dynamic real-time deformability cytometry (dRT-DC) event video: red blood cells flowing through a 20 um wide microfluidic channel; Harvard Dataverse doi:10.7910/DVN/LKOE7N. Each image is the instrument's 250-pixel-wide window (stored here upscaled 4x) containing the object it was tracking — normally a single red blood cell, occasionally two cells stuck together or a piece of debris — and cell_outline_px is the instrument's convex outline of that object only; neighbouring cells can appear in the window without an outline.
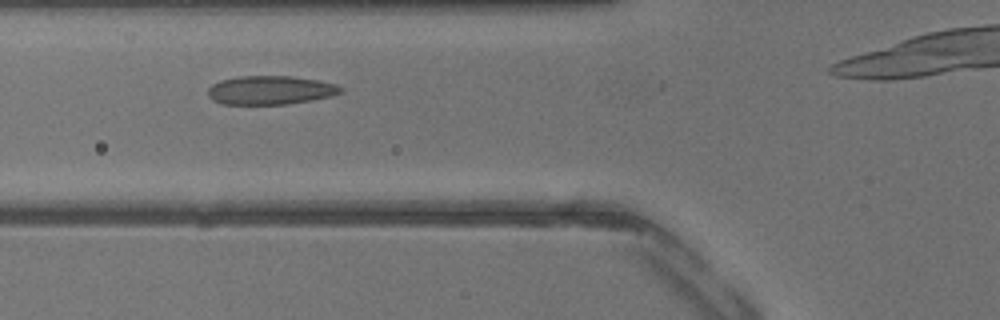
{"species": "common noctule bat (a hibernating species)", "species_latin": "Nyctalus noctula", "temperature_condition": "warm", "stored_images_in_passage": 11, "camera_frame_rate_fps": 3000, "um_per_image_px": 0.085, "animal": {"sex": "male", "body_mass_g": 13.3}, "frame": {"image": 1, "passage_image": 9, "time_ms": 2.667, "image_size_px": [1000, 320], "cell_outline_px": [[344, 92], [332, 96], [312, 100], [288, 104], [224, 104], [212, 100], [208, 96], [208, 88], [212, 84], [220, 80], [240, 76], [292, 76], [316, 80], [336, 84], [344, 88]], "centroid_in_image_um": [23.0, 7.66], "position_along_channel_um": 102.8, "area_um2": 22.37}}